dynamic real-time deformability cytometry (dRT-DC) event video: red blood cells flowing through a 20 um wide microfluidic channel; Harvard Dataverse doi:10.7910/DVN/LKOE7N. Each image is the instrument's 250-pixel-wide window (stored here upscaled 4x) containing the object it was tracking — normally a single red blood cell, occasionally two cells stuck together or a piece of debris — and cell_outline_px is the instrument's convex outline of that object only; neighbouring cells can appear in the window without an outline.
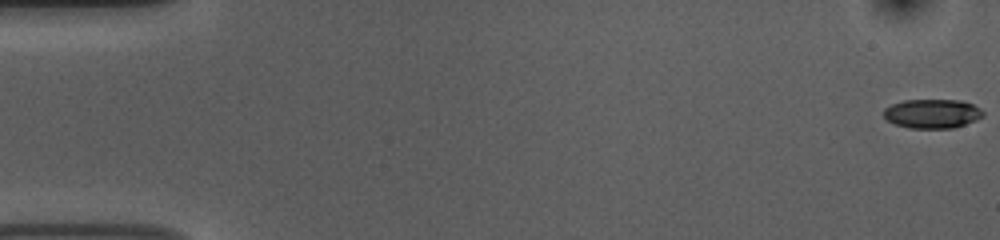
{"species": "common noctule bat (a hibernating species)", "species_latin": "Nyctalus noctula", "temperature_condition": "room temperature", "stored_images_in_passage": 54, "camera_frame_rate_fps": 3000, "um_per_image_px": 0.085, "animal": {"sex": "female", "body_mass_g": 10.0, "forearm_length_mm": 53.1}, "frame": {"image": 1, "passage_image": 1, "time_ms": 0.0, "image_size_px": [1000, 240], "cell_outline_px": [[984, 116], [976, 120], [952, 128], [908, 128], [896, 124], [888, 120], [884, 116], [884, 108], [892, 104], [904, 100], [960, 100], [972, 104], [980, 108], [984, 112]], "centroid_in_image_um": [79.25, 9.65], "position_along_channel_um": 5.7, "area_um2": 16.82}}
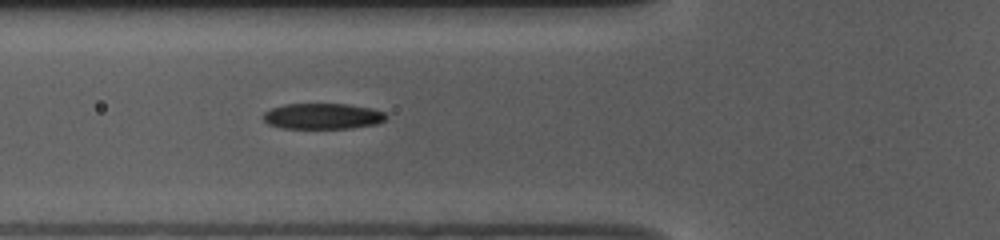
{"frame": {"image": 2, "passage_image": 20, "time_ms": 6.333, "image_size_px": [1000, 240], "cell_outline_px": [[388, 116], [384, 120], [376, 124], [352, 128], [280, 128], [268, 124], [264, 120], [264, 112], [272, 108], [284, 104], [348, 104], [372, 108], [384, 112]], "centroid_in_image_um": [27.43, 9.87], "position_along_channel_um": 98.4, "area_um2": 18.5}}
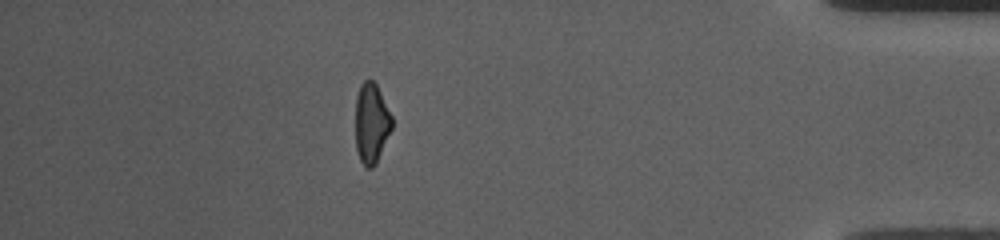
{"frame": {"image": 3, "passage_image": 48, "time_ms": 15.667, "image_size_px": [1000, 240], "cell_outline_px": [[392, 128], [376, 164], [372, 168], [368, 168], [360, 160], [356, 148], [356, 96], [360, 84], [364, 80], [372, 80], [376, 84], [392, 116]], "centroid_in_image_um": [31.57, 10.47], "position_along_channel_um": 403.6, "area_um2": 16.94}, "authors_computed_cell_mechanics": {"area_um2": 18.3226, "velocity_mm_per_s": 3.7405, "shape_relaxation_time_tau1_ms": 3.8483, "shape_relaxation_time_tau2_ms": 3.2604, "deformation_change_tau1": 0.148, "deformation_change_tau2": 0.1099}}